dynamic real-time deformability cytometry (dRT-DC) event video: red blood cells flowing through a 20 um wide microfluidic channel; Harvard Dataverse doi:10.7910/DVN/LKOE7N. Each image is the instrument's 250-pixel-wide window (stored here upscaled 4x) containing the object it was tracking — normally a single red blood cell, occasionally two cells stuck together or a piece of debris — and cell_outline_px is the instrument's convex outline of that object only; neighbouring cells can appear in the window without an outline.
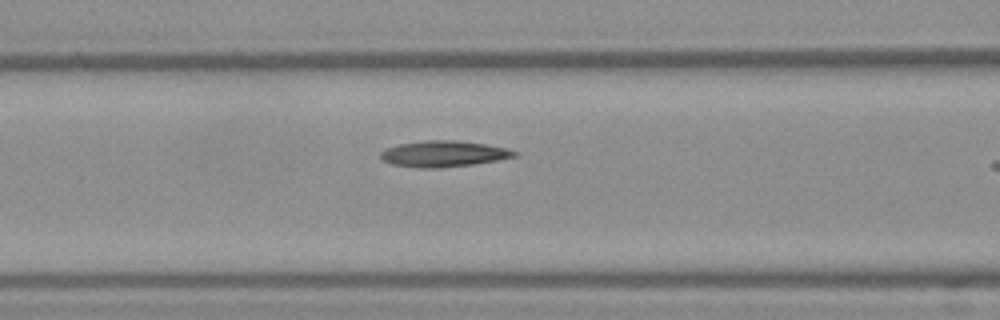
{"species": "Egyptian fruit bat (a non-hibernating species)", "species_latin": "Rousettus aegyptiacus", "temperature_condition": "warm", "stored_images_in_passage": 21, "camera_frame_rate_fps": 3000, "um_per_image_px": 0.085, "frame": {"image": 1, "passage_image": 15, "time_ms": 4.667, "image_size_px": [1000, 320], "cell_outline_px": [[520, 156], [472, 164], [440, 168], [416, 168], [392, 164], [384, 160], [380, 156], [380, 152], [388, 148], [400, 144], [428, 140], [452, 140], [484, 144], [504, 148], [520, 152]], "centroid_in_image_um": [37.73, 13.08], "position_along_channel_um": 128.9, "area_um2": 20.11}}
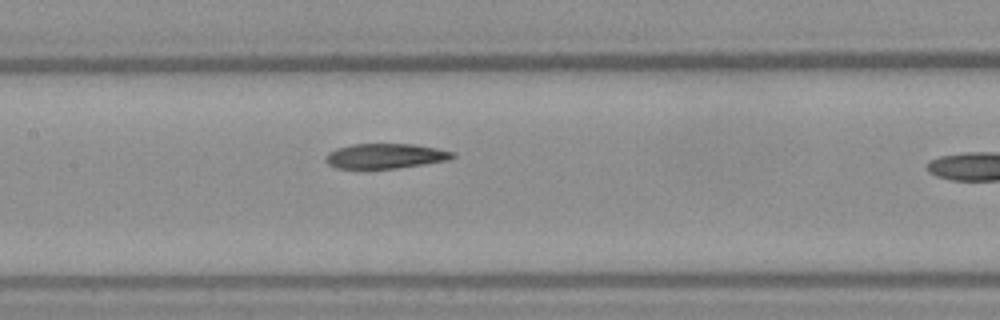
{"frame": {"image": 2, "passage_image": 18, "time_ms": 5.667, "image_size_px": [1000, 320], "cell_outline_px": [[456, 156], [448, 160], [424, 164], [396, 168], [336, 168], [328, 164], [324, 160], [324, 156], [328, 152], [336, 148], [352, 144], [412, 144], [436, 148], [456, 152]], "centroid_in_image_um": [32.74, 13.25], "position_along_channel_um": 174.7, "area_um2": 18.5}}